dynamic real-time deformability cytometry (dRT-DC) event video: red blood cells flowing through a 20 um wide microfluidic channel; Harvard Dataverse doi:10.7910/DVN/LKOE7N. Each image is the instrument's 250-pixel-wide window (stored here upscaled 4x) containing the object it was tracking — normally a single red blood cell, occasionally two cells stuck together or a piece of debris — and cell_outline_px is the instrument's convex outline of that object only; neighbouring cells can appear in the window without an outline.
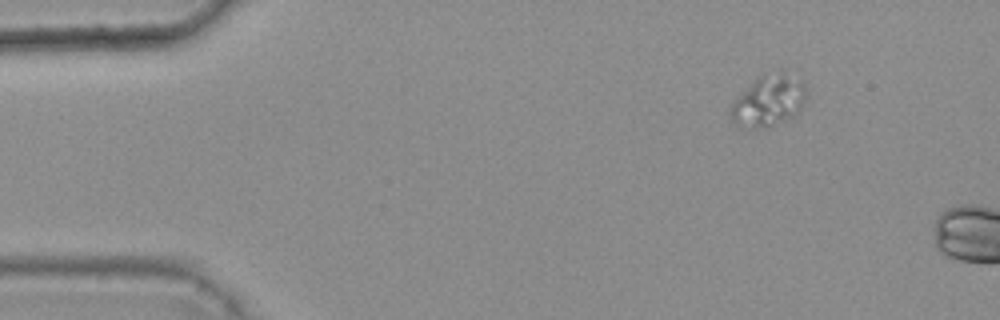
{"species": "common noctule bat (a hibernating species)", "species_latin": "Nyctalus noctula", "temperature_condition": "warm", "stored_images_in_passage": 31, "camera_frame_rate_fps": 3000, "um_per_image_px": 0.085, "animal": {"sex": "female", "body_mass_g": 25.1}, "frame": {"image": 1, "passage_image": 1, "time_ms": 0.0, "image_size_px": [1000, 320], "cell_outline_px": [[804, 104], [792, 116], [784, 120], [764, 128], [740, 128], [728, 116], [728, 108], [732, 100], [756, 76], [764, 72], [784, 68], [804, 84]], "centroid_in_image_um": [65.23, 8.5], "position_along_channel_um": 19.8, "area_um2": 23.41}}
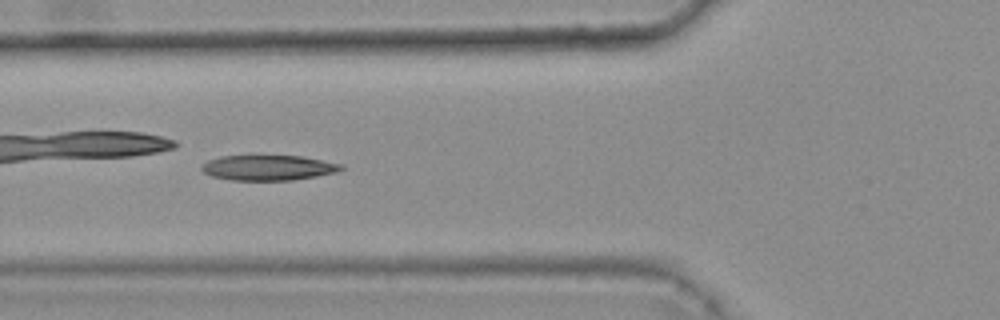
{"frame": {"image": 2, "passage_image": 9, "time_ms": 2.667, "image_size_px": [1000, 320], "cell_outline_px": [[344, 168], [340, 172], [292, 180], [232, 180], [212, 176], [204, 172], [200, 168], [208, 160], [220, 156], [304, 156], [344, 164]], "centroid_in_image_um": [22.87, 14.25], "position_along_channel_um": 102.9, "area_um2": 20.58}}
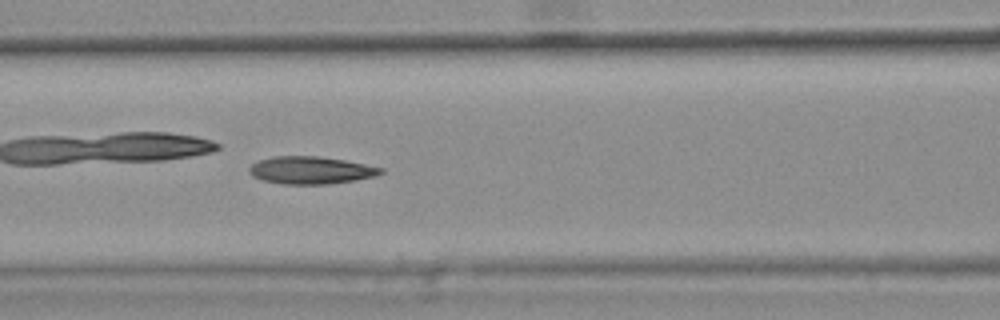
{"frame": {"image": 3, "passage_image": 12, "time_ms": 3.667, "image_size_px": [1000, 320], "cell_outline_px": [[384, 172], [376, 176], [356, 180], [328, 184], [284, 184], [264, 180], [252, 176], [248, 172], [248, 168], [252, 164], [260, 160], [272, 156], [320, 156], [344, 160], [384, 168]], "centroid_in_image_um": [26.43, 14.46], "position_along_channel_um": 140.2, "area_um2": 21.1}, "authors_computed_cell_mechanics": {"area_um2": 20.9236, "velocity_mm_per_s": 3.685, "shape_relaxation_time_tau1_ms": null, "shape_relaxation_time_tau2_ms": 2.4098, "deformation_change_tau1": null, "deformation_change_tau2": 0.1039}}